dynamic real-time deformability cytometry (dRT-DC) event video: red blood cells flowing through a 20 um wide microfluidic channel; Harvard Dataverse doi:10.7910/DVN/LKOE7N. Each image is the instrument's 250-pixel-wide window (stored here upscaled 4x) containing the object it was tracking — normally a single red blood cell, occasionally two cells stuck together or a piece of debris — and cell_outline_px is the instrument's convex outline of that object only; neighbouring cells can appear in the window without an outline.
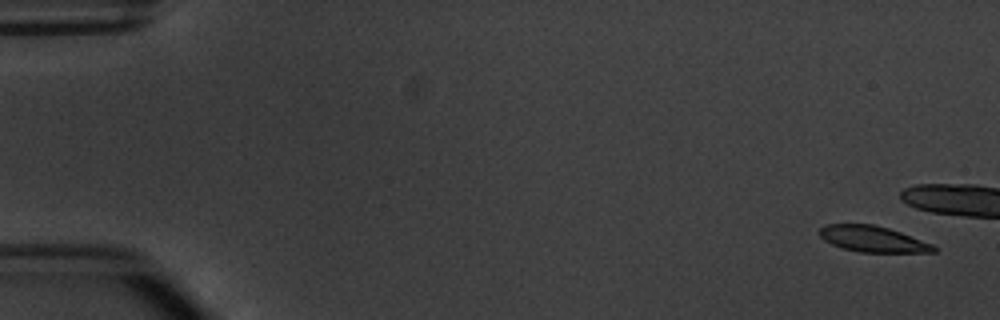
{"species": "common noctule bat (a hibernating species)", "species_latin": "Nyctalus noctula", "temperature_condition": "warm", "stored_images_in_passage": 5, "camera_frame_rate_fps": 3000, "um_per_image_px": 0.085, "animal": {"sex": "male", "body_mass_g": 20.1, "forearm_length_mm": 53.5}, "frame": {"image": 1, "passage_image": 1, "time_ms": 0.0, "image_size_px": [1000, 320], "cell_outline_px": [[936, 252], [860, 252], [844, 248], [832, 244], [824, 240], [820, 236], [820, 228], [828, 224], [876, 224], [900, 232], [932, 244], [936, 248]], "centroid_in_image_um": [74.18, 20.31], "position_along_channel_um": 10.8, "area_um2": 17.05}}